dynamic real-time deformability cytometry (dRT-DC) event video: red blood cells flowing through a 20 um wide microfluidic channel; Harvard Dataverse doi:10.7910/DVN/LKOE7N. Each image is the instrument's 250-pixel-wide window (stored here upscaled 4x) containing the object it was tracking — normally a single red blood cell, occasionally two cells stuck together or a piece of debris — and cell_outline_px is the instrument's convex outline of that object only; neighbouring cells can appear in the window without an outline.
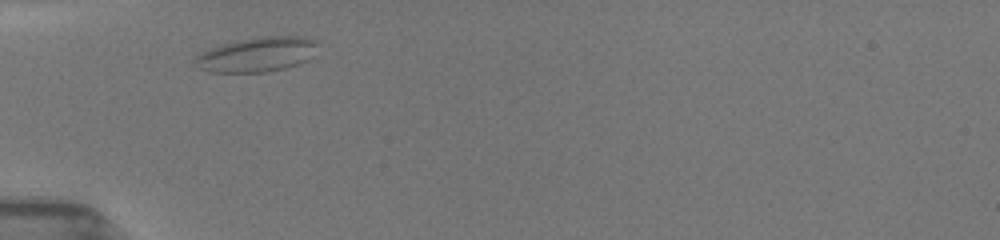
{"species": "common noctule bat (a hibernating species)", "species_latin": "Nyctalus noctula", "temperature_condition": "room temperature", "stored_images_in_passage": 5, "camera_frame_rate_fps": 3000, "um_per_image_px": 0.085, "animal": {"sex": "female", "body_mass_g": 19.5, "forearm_length_mm": 54.1}, "frame": {"image": 1, "passage_image": 1, "time_ms": 0.0, "image_size_px": [1000, 240], "cell_outline_px": [[316, 40], [304, 60], [296, 64], [284, 68], [264, 72], [208, 72], [196, 68], [192, 60], [196, 56], [212, 48], [224, 44], [240, 40], [260, 36], [308, 36]], "centroid_in_image_um": [21.72, 4.64], "position_along_channel_um": 63.3, "area_um2": 24.1}}
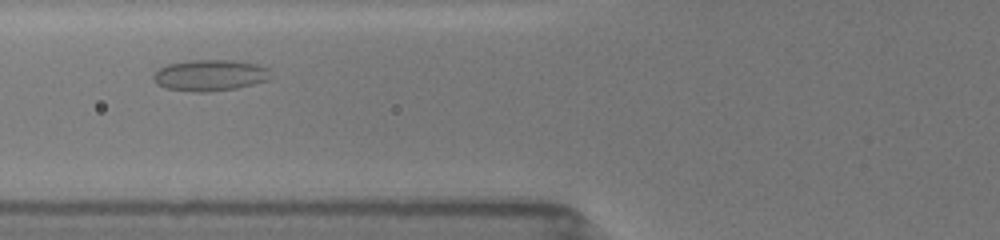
{"frame": {"image": 2, "passage_image": 3, "time_ms": 1.333, "image_size_px": [1000, 240], "cell_outline_px": [[268, 80], [236, 88], [208, 92], [192, 92], [168, 88], [156, 84], [152, 80], [152, 76], [160, 68], [168, 64], [188, 60], [228, 60], [256, 64], [268, 68]], "centroid_in_image_um": [17.79, 6.4], "position_along_channel_um": 108.0, "area_um2": 21.15}}